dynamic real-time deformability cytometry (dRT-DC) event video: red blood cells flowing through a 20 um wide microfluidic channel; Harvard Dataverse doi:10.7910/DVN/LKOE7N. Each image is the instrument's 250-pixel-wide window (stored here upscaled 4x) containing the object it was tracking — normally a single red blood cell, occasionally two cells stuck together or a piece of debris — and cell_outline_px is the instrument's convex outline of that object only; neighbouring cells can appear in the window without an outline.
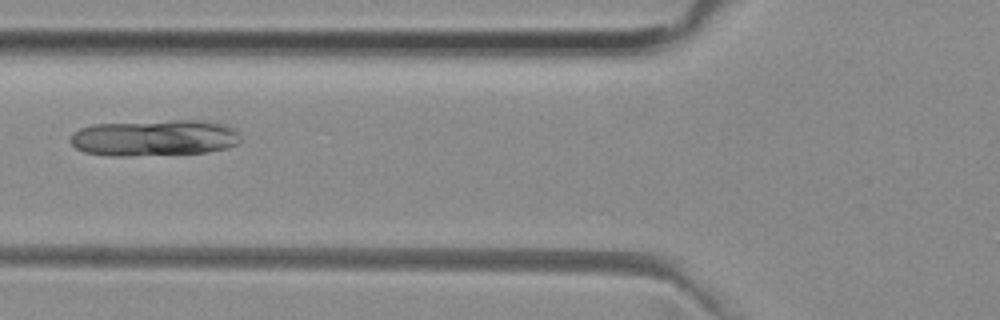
{"species": "common noctule bat (a hibernating species)", "species_latin": "Nyctalus noctula", "temperature_condition": "room temperature", "stored_images_in_passage": 7, "camera_frame_rate_fps": 3000, "um_per_image_px": 0.085, "animal": {"sex": "female", "body_mass_g": 29.2, "forearm_length_mm": 56.3}, "frame": {"image": 1, "passage_image": 6, "time_ms": 1.667, "image_size_px": [1000, 320], "cell_outline_px": [[240, 140], [236, 144], [228, 148], [208, 152], [128, 156], [112, 156], [84, 152], [76, 148], [68, 140], [72, 132], [80, 128], [92, 124], [172, 120], [200, 120], [224, 124], [232, 128], [240, 136]], "centroid_in_image_um": [13.08, 11.72], "position_along_channel_um": 112.7, "area_um2": 36.18}}
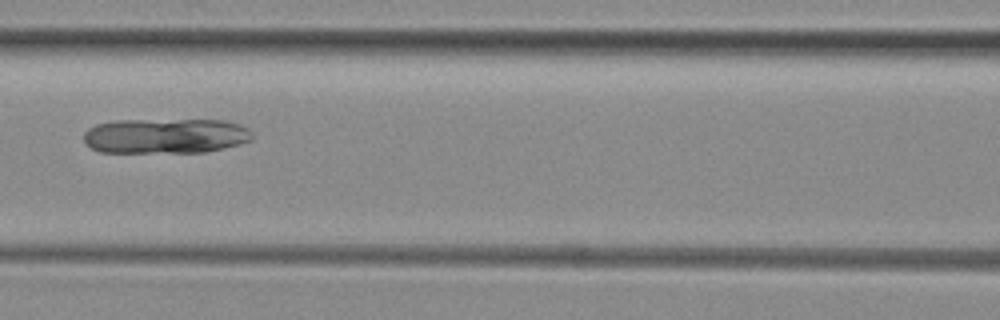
{"frame": {"image": 2, "passage_image": 7, "time_ms": 2.0, "image_size_px": [1000, 320], "cell_outline_px": [[252, 140], [240, 144], [224, 148], [204, 152], [100, 152], [84, 144], [84, 132], [88, 128], [96, 124], [116, 120], [224, 120], [240, 124], [248, 128], [252, 132]], "centroid_in_image_um": [14.07, 11.55], "position_along_channel_um": 152.5, "area_um2": 34.74}}